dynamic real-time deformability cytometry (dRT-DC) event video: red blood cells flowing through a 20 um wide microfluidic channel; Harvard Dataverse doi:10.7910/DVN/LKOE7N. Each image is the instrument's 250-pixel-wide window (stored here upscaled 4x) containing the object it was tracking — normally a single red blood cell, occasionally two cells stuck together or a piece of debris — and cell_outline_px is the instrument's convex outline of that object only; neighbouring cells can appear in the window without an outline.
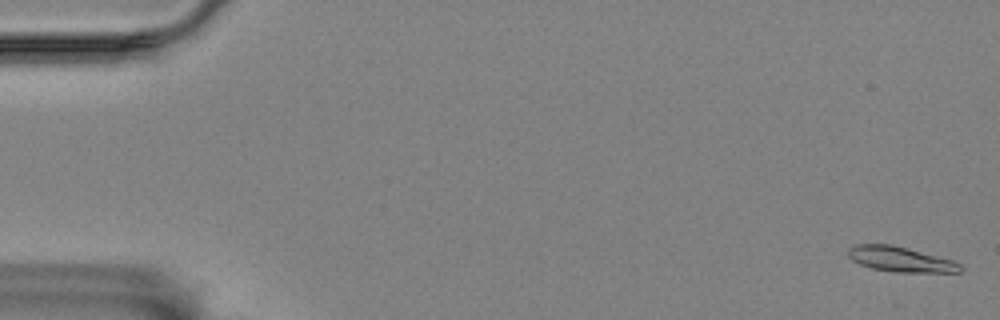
{"species": "Egyptian fruit bat (a non-hibernating species)", "species_latin": "Rousettus aegyptiacus", "temperature_condition": "room temperature", "stored_images_in_passage": 59, "camera_frame_rate_fps": 3000, "um_per_image_px": 0.085, "animal": {"sex": "female"}, "frame": {"image": 1, "passage_image": 2, "time_ms": 0.333, "image_size_px": [1000, 320], "cell_outline_px": [[964, 268], [960, 272], [896, 272], [872, 268], [860, 264], [852, 260], [848, 256], [848, 248], [856, 244], [892, 244], [908, 248], [952, 260], [960, 264]], "centroid_in_image_um": [76.53, 22.03], "position_along_channel_um": 8.5, "area_um2": 16.36}}
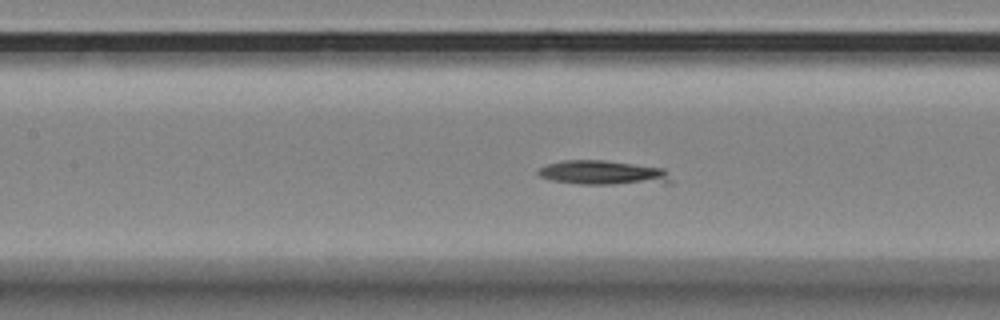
{"frame": {"image": 2, "passage_image": 27, "time_ms": 8.667, "image_size_px": [1000, 320], "cell_outline_px": [[672, 184], [580, 184], [552, 180], [540, 176], [536, 172], [540, 168], [548, 164], [564, 160], [604, 160], [664, 168], [672, 180]], "centroid_in_image_um": [51.33, 14.69], "position_along_channel_um": 156.1, "area_um2": 18.96}}
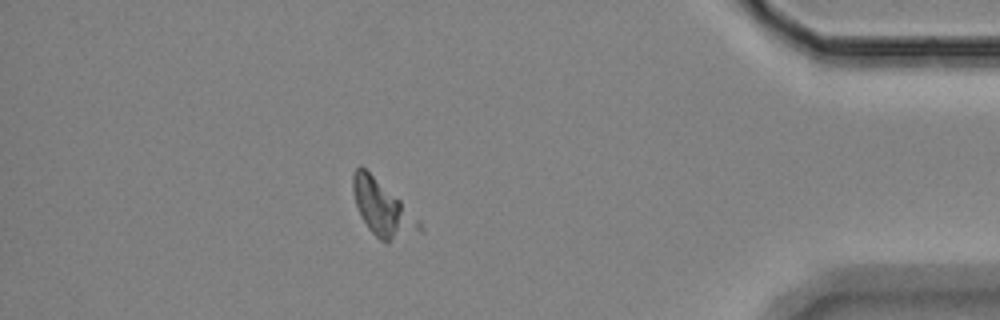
{"frame": {"image": 3, "passage_image": 52, "time_ms": 17.0, "image_size_px": [1000, 320], "cell_outline_px": [[424, 232], [388, 244], [380, 240], [368, 228], [356, 204], [352, 192], [352, 176], [356, 168], [360, 164], [400, 200], [420, 224]], "centroid_in_image_um": [32.5, 17.76], "position_along_channel_um": 402.7, "area_um2": 21.04}}